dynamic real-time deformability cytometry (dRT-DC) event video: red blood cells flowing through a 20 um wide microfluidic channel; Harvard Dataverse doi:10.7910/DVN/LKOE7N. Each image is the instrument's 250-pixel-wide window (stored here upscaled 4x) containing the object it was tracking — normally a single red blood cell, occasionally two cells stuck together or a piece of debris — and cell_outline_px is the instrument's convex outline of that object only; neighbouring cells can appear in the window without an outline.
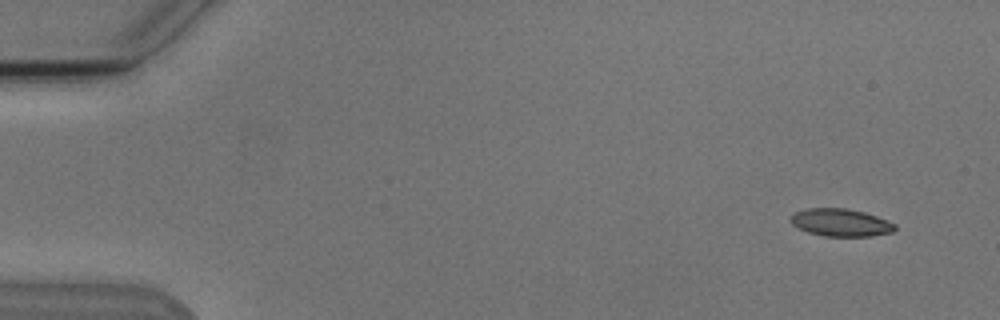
{"species": "Egyptian fruit bat (a non-hibernating species)", "species_latin": "Rousettus aegyptiacus", "temperature_condition": "cold", "stored_images_in_passage": 5, "camera_frame_rate_fps": 3000, "um_per_image_px": 0.085, "animal": {"sex": "male"}, "frame": {"image": 1, "passage_image": 1, "time_ms": 0.0, "image_size_px": [1000, 320], "cell_outline_px": [[896, 228], [892, 232], [872, 236], [824, 236], [808, 232], [792, 224], [788, 220], [792, 212], [808, 208], [844, 208], [864, 212], [876, 216], [896, 224]], "centroid_in_image_um": [71.42, 18.91], "position_along_channel_um": 13.6, "area_um2": 16.82}}